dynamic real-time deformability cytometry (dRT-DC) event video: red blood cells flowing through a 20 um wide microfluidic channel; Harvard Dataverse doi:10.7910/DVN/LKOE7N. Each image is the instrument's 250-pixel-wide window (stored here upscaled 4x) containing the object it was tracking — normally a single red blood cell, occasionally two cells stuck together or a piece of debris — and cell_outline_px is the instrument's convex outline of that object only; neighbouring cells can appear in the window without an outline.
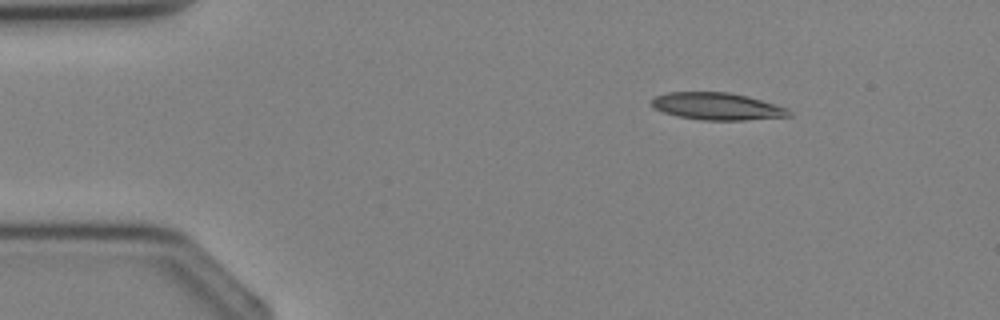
{"species": "Egyptian fruit bat (a non-hibernating species)", "species_latin": "Rousettus aegyptiacus", "temperature_condition": "cold", "stored_images_in_passage": 1, "camera_frame_rate_fps": 3000, "um_per_image_px": 0.085, "animal": {"sex": "female"}, "frame": {"image": 1, "passage_image": 1, "time_ms": 0.0, "image_size_px": [1000, 320], "cell_outline_px": [[792, 116], [744, 120], [700, 120], [676, 116], [652, 108], [648, 104], [656, 96], [668, 92], [728, 92], [748, 96], [788, 108], [792, 112]], "centroid_in_image_um": [60.94, 9.04], "position_along_channel_um": 24.1, "area_um2": 21.96}}